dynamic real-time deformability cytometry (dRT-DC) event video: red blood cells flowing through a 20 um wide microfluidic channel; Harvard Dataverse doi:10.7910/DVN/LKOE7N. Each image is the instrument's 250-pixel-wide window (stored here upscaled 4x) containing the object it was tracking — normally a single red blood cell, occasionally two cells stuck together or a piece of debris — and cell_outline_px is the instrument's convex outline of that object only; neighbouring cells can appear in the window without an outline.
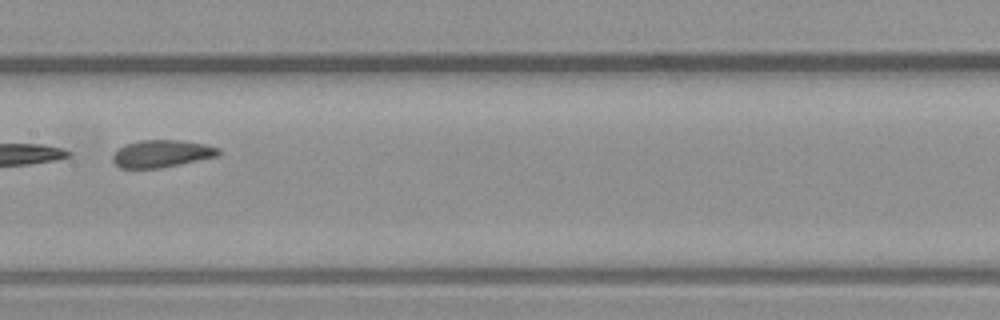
{"species": "common noctule bat (a hibernating species)", "species_latin": "Nyctalus noctula", "temperature_condition": "warm", "stored_images_in_passage": 6, "camera_frame_rate_fps": 3000, "um_per_image_px": 0.085, "animal": {"sex": "male", "body_mass_g": 23.1, "forearm_length_mm": 52.7}, "frame": {"image": 1, "passage_image": 6, "time_ms": 1.667, "image_size_px": [1000, 320], "cell_outline_px": [[220, 156], [160, 168], [120, 168], [112, 160], [112, 156], [124, 144], [140, 140], [180, 140], [204, 144], [220, 148]], "centroid_in_image_um": [13.77, 13.06], "position_along_channel_um": 193.6, "area_um2": 16.88}}